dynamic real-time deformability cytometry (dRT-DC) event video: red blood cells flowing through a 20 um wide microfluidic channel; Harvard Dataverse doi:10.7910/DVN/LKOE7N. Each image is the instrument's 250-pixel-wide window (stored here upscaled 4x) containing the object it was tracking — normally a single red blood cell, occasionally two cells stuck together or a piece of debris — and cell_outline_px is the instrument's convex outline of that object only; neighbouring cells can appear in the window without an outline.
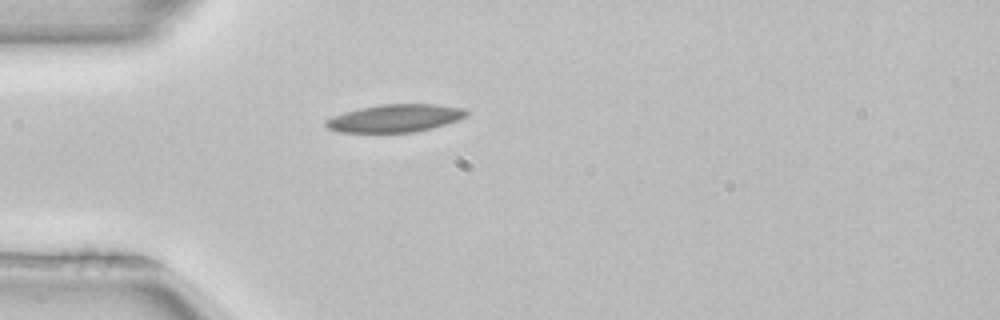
{"species": "common noctule bat (a hibernating species)", "species_latin": "Nyctalus noctula", "temperature_condition": "room temperature", "stored_images_in_passage": 38, "camera_frame_rate_fps": 3000, "um_per_image_px": 0.085, "animal": {"sex": "female", "body_mass_g": 22.7, "forearm_length_mm": 54.2}, "frame": {"image": 1, "passage_image": 1, "time_ms": 0.0, "image_size_px": [1000, 320], "cell_outline_px": [[468, 116], [432, 128], [416, 132], [340, 132], [328, 128], [324, 124], [324, 120], [332, 116], [344, 112], [360, 108], [380, 104], [436, 104], [464, 108], [468, 112]], "centroid_in_image_um": [33.57, 10.04], "position_along_channel_um": 51.4, "area_um2": 22.72}, "authors_computed_cell_mechanics": {"area_um2": 21.1548, "velocity_mm_per_s": 3.9826, "shape_relaxation_time_tau1_ms": 10.2699, "shape_relaxation_time_tau2_ms": null, "deformation_change_tau1": 0.212, "deformation_change_tau2": null}}